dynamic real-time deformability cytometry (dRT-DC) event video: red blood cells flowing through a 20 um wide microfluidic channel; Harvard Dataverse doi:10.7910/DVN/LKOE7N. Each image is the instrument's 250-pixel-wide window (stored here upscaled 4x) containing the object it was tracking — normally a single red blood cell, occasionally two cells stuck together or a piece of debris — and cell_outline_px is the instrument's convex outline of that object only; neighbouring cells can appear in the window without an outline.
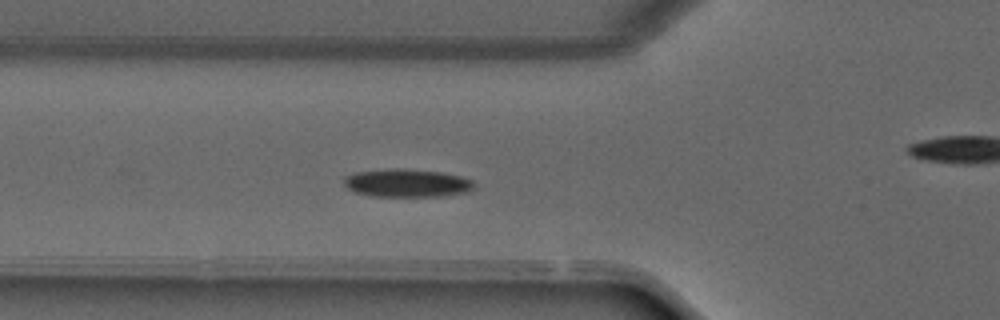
{"species": "common noctule bat (a hibernating species)", "species_latin": "Nyctalus noctula", "temperature_condition": "warm", "stored_images_in_passage": 6, "camera_frame_rate_fps": 3000, "um_per_image_px": 0.085, "animal": {"sex": "male", "forearm_length_mm": 52.5}, "frame": {"image": 1, "passage_image": 2, "time_ms": 0.333, "image_size_px": [1000, 320], "cell_outline_px": [[472, 188], [468, 192], [444, 196], [372, 196], [356, 192], [348, 188], [344, 184], [344, 176], [356, 172], [392, 168], [404, 168], [440, 172], [460, 176], [472, 180]], "centroid_in_image_um": [34.57, 15.55], "position_along_channel_um": 91.2, "area_um2": 21.21}}
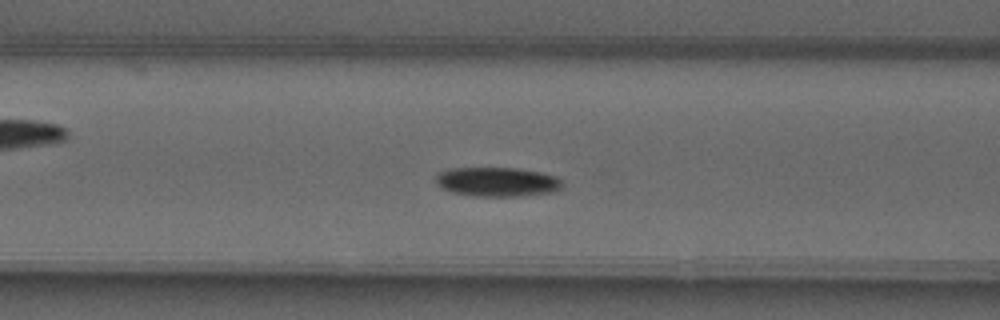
{"frame": {"image": 2, "passage_image": 4, "time_ms": 1.0, "image_size_px": [1000, 320], "cell_outline_px": [[560, 188], [552, 192], [520, 196], [476, 196], [452, 192], [440, 188], [436, 180], [436, 172], [452, 168], [516, 168], [540, 172], [556, 176], [560, 180]], "centroid_in_image_um": [42.21, 15.45], "position_along_channel_um": 124.4, "area_um2": 21.5}}